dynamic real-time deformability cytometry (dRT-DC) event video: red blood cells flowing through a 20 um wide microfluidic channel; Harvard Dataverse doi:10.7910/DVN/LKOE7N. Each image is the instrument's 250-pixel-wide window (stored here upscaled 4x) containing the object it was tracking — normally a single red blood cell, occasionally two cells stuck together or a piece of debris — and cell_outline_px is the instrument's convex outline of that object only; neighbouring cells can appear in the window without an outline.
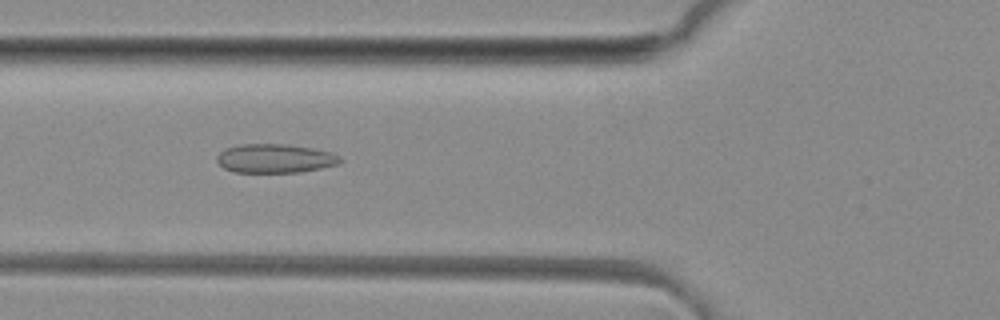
{"species": "common noctule bat (a hibernating species)", "species_latin": "Nyctalus noctula", "temperature_condition": "room temperature", "stored_images_in_passage": 48, "camera_frame_rate_fps": 3000, "um_per_image_px": 0.085, "animal": {"sex": "female", "body_mass_g": 29.2, "forearm_length_mm": 56.3}, "frame": {"image": 1, "passage_image": 17, "time_ms": 5.333, "image_size_px": [1000, 320], "cell_outline_px": [[340, 164], [300, 172], [232, 172], [224, 168], [216, 160], [216, 156], [224, 148], [240, 144], [288, 144], [312, 148], [332, 152], [340, 156]], "centroid_in_image_um": [23.36, 13.46], "position_along_channel_um": 102.4, "area_um2": 20.87}}
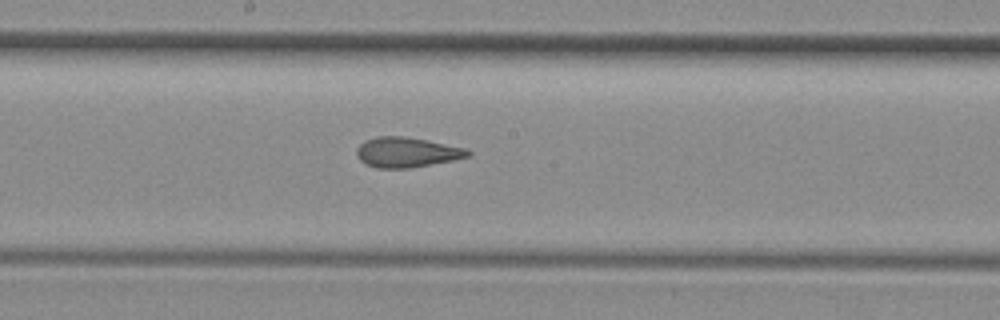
{"frame": {"image": 2, "passage_image": 25, "time_ms": 8.0, "image_size_px": [1000, 320], "cell_outline_px": [[472, 152], [468, 156], [452, 160], [412, 168], [376, 168], [364, 164], [356, 156], [356, 148], [364, 140], [376, 136], [404, 136], [464, 148]], "centroid_in_image_um": [34.49, 12.95], "position_along_channel_um": 213.7, "area_um2": 19.42}}
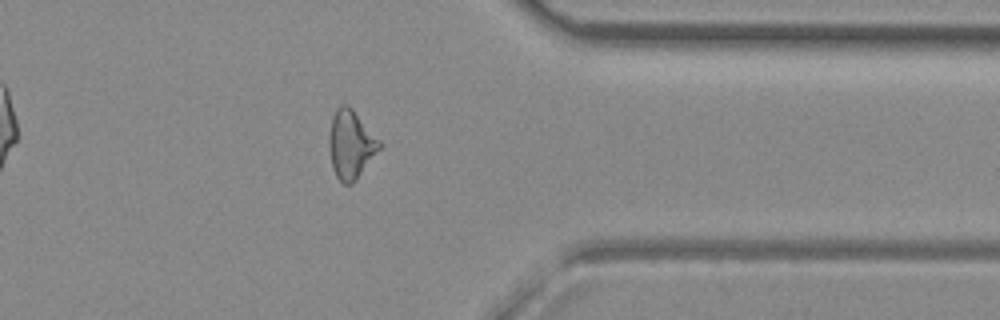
{"frame": {"image": 3, "passage_image": 38, "time_ms": 12.333, "image_size_px": [1000, 320], "cell_outline_px": [[380, 148], [356, 180], [352, 184], [344, 184], [336, 176], [332, 168], [328, 148], [328, 136], [332, 116], [336, 108], [340, 104], [348, 104], [352, 108], [380, 140]], "centroid_in_image_um": [29.78, 12.26], "position_along_channel_um": 381.6, "area_um2": 20.17}, "authors_computed_cell_mechanics": {"area_um2": 20.2878, "velocity_mm_per_s": 4.1554, "shape_relaxation_time_tau1_ms": null, "shape_relaxation_time_tau2_ms": 1.7625, "deformation_change_tau1": null, "deformation_change_tau2": 0.1054}}